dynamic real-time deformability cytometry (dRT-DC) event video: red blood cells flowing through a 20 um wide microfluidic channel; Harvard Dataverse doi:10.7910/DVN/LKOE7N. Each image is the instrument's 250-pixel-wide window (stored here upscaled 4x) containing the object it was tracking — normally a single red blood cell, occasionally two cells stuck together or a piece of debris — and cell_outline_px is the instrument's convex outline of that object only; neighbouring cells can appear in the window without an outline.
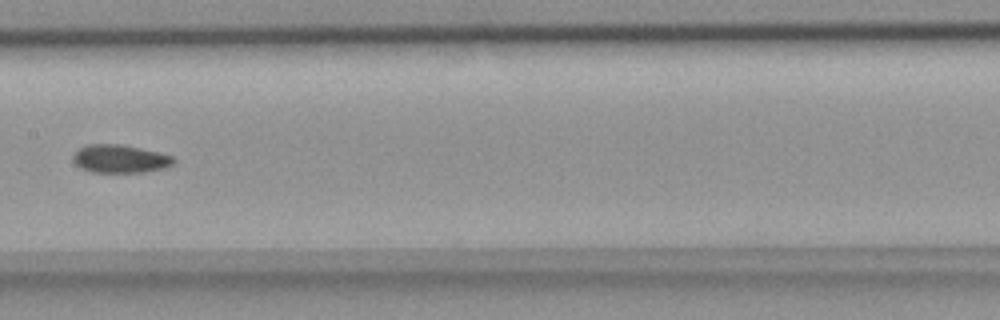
{"species": "common noctule bat (a hibernating species)", "species_latin": "Nyctalus noctula", "temperature_condition": "room temperature", "stored_images_in_passage": 7, "camera_frame_rate_fps": 3000, "um_per_image_px": 0.085, "animal": {"sex": "female", "body_mass_g": 18.4}, "frame": {"image": 1, "passage_image": 7, "time_ms": 2.0, "image_size_px": [1000, 320], "cell_outline_px": [[176, 160], [172, 164], [164, 168], [144, 172], [92, 172], [80, 168], [72, 160], [72, 156], [80, 148], [88, 144], [120, 144], [160, 152], [172, 156]], "centroid_in_image_um": [10.2, 13.5], "position_along_channel_um": 197.2, "area_um2": 16.47}}